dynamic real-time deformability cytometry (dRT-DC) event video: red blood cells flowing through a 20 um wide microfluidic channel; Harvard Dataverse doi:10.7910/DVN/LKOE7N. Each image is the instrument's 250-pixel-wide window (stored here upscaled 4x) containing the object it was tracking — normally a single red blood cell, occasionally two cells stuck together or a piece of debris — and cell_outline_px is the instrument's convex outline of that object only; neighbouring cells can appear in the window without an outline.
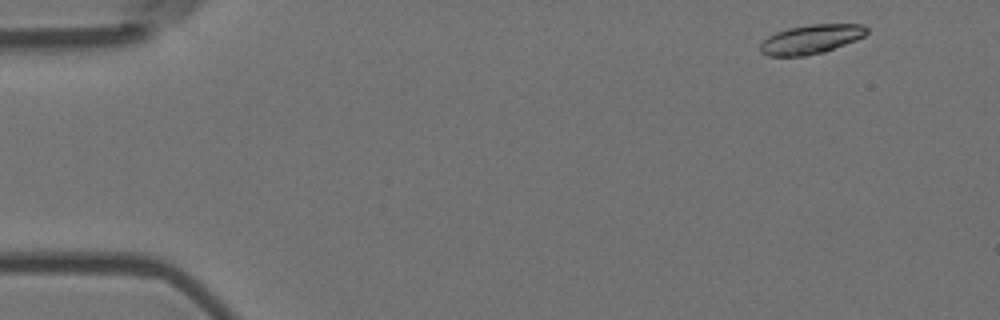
{"species": "Egyptian fruit bat (a non-hibernating species)", "species_latin": "Rousettus aegyptiacus", "temperature_condition": "room temperature", "stored_images_in_passage": 4, "camera_frame_rate_fps": 3000, "um_per_image_px": 0.085, "animal": {"sex": "female"}, "frame": {"image": 1, "passage_image": 1, "time_ms": 0.0, "image_size_px": [1000, 320], "cell_outline_px": [[868, 32], [864, 36], [856, 40], [824, 52], [804, 56], [768, 56], [760, 52], [760, 44], [768, 36], [776, 32], [788, 28], [812, 24], [864, 24], [868, 28]], "centroid_in_image_um": [68.94, 3.33], "position_along_channel_um": 16.1, "area_um2": 18.15}}